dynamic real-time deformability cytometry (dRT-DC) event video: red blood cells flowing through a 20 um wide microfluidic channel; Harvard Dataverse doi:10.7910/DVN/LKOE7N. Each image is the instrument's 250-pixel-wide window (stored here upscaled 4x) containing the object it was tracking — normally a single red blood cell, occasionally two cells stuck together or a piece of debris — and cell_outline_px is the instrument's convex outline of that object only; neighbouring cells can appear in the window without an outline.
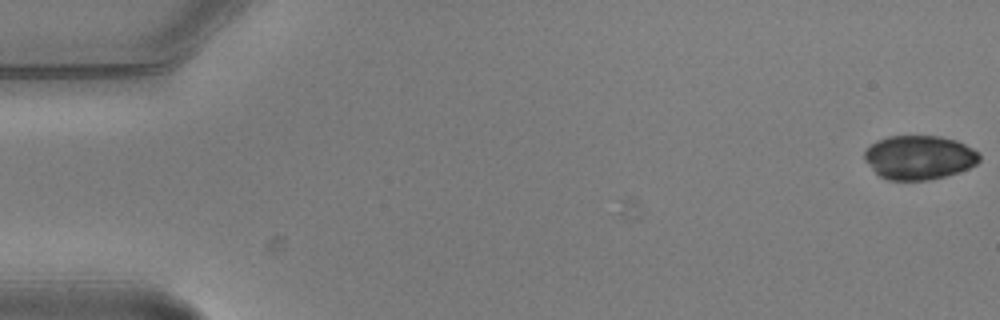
{"species": "common noctule bat (a hibernating species)", "species_latin": "Nyctalus noctula", "temperature_condition": "warm", "stored_images_in_passage": 4, "camera_frame_rate_fps": 3000, "um_per_image_px": 0.085, "animal": {"sex": "male", "body_mass_g": 20.5, "forearm_length_mm": 52.5}, "frame": {"image": 1, "passage_image": 1, "time_ms": 0.0, "image_size_px": [1000, 320], "cell_outline_px": [[980, 160], [976, 164], [968, 168], [944, 176], [928, 180], [888, 180], [880, 176], [864, 160], [864, 152], [876, 140], [888, 136], [940, 136], [956, 140], [980, 152]], "centroid_in_image_um": [78.13, 13.37], "position_along_channel_um": 6.9, "area_um2": 29.42}}